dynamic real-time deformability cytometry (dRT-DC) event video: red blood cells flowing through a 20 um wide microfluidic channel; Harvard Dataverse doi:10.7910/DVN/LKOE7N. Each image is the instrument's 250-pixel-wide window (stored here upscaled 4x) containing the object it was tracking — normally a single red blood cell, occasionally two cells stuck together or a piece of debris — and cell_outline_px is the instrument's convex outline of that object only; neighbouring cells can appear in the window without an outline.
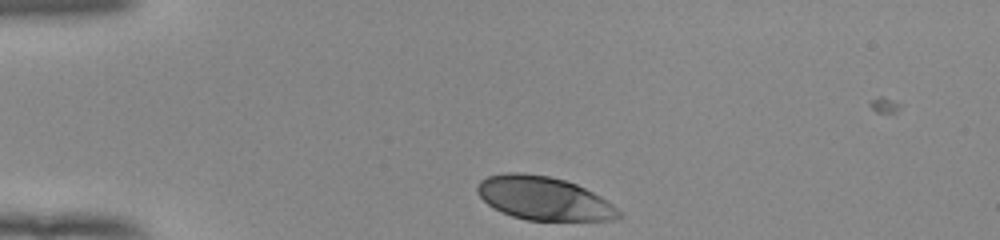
{"species": "human", "species_latin": "Homo sapiens", "temperature_condition": "room temperature", "stored_images_in_passage": 32, "camera_frame_rate_fps": 3000, "um_per_image_px": 0.085, "donor": {"sex": "female"}, "frame": {"image": 1, "passage_image": 1, "time_ms": 0.0, "image_size_px": [1000, 240], "cell_outline_px": [[624, 216], [616, 220], [528, 220], [512, 216], [488, 204], [476, 192], [476, 188], [480, 180], [488, 176], [504, 172], [520, 172], [548, 176], [564, 180], [576, 184], [600, 196], [612, 204]], "centroid_in_image_um": [46.22, 16.85], "position_along_channel_um": 38.8, "area_um2": 35.6}}
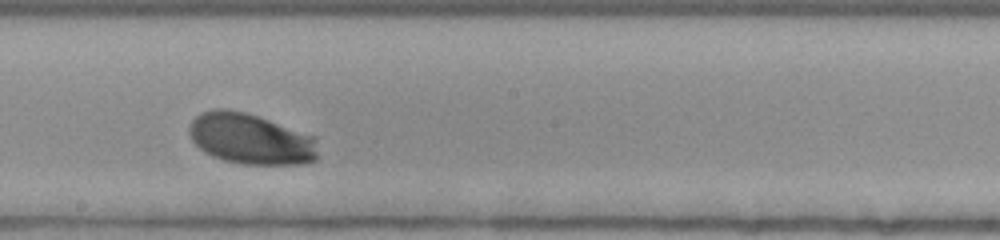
{"frame": {"image": 2, "passage_image": 19, "time_ms": 6.0, "image_size_px": [1000, 240], "cell_outline_px": [[316, 160], [304, 164], [240, 164], [224, 160], [212, 156], [204, 152], [192, 140], [188, 132], [188, 128], [192, 120], [200, 112], [212, 108], [224, 108], [244, 112], [316, 136]], "centroid_in_image_um": [21.27, 11.8], "position_along_channel_um": 226.9, "area_um2": 38.21}}
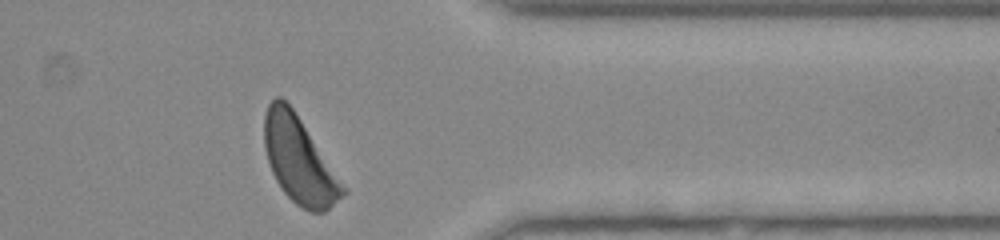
{"frame": {"image": 3, "passage_image": 32, "time_ms": 10.333, "image_size_px": [1000, 240], "cell_outline_px": [[348, 192], [344, 196], [324, 212], [312, 212], [296, 204], [284, 192], [276, 180], [272, 172], [264, 148], [264, 116], [268, 104], [276, 96], [280, 96], [292, 108], [348, 188]], "centroid_in_image_um": [25.45, 13.63], "position_along_channel_um": 385.9, "area_um2": 39.3}, "authors_computed_cell_mechanics": {"area_um2": 37.3388, "velocity_mm_per_s": 3.8823, "shape_relaxation_time_tau1_ms": 1.4854, "shape_relaxation_time_tau2_ms": null, "deformation_change_tau1": 0.1381, "deformation_change_tau2": null}}